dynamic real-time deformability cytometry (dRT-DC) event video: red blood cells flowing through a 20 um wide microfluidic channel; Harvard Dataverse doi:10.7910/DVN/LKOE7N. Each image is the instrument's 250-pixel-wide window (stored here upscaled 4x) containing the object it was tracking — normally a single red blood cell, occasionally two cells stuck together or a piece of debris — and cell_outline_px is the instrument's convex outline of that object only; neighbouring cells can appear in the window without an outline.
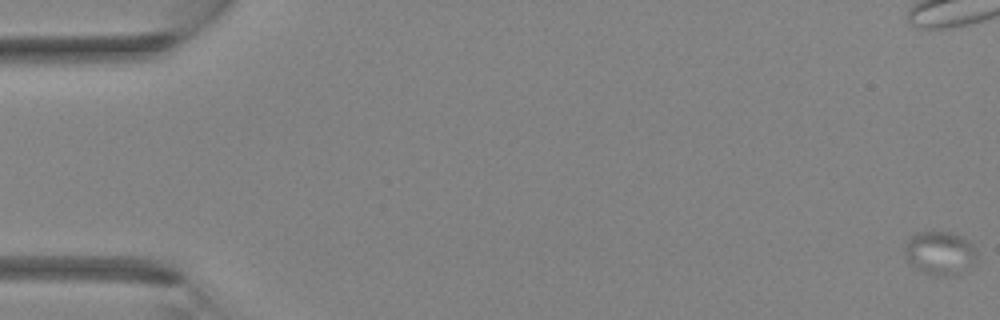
{"species": "Egyptian fruit bat (a non-hibernating species)", "species_latin": "Rousettus aegyptiacus", "temperature_condition": "room temperature", "stored_images_in_passage": 43, "camera_frame_rate_fps": 3000, "um_per_image_px": 0.085, "animal": {"sex": "female"}, "frame": {"image": 1, "passage_image": 1, "time_ms": 0.0, "image_size_px": [1000, 320], "cell_outline_px": [[976, 260], [972, 264], [956, 276], [940, 276], [924, 272], [916, 268], [904, 256], [904, 248], [908, 240], [916, 232], [948, 232], [964, 236], [972, 244], [976, 252]], "centroid_in_image_um": [79.9, 21.51], "position_along_channel_um": 5.1, "area_um2": 18.26}}
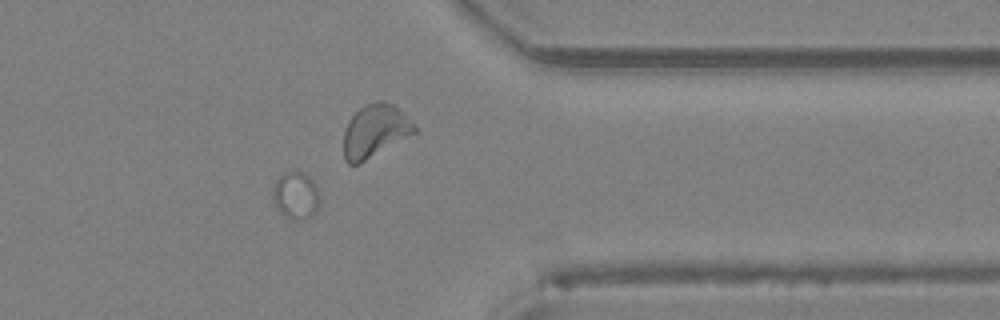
{"frame": {"image": 2, "passage_image": 35, "time_ms": 11.333, "image_size_px": [1000, 320], "cell_outline_px": [[320, 204], [316, 212], [312, 216], [304, 220], [296, 220], [284, 216], [280, 212], [272, 200], [272, 188], [276, 180], [284, 172], [292, 168], [304, 172], [316, 184], [320, 200]], "centroid_in_image_um": [25.15, 16.59], "position_along_channel_um": 386.3, "area_um2": 13.47}}
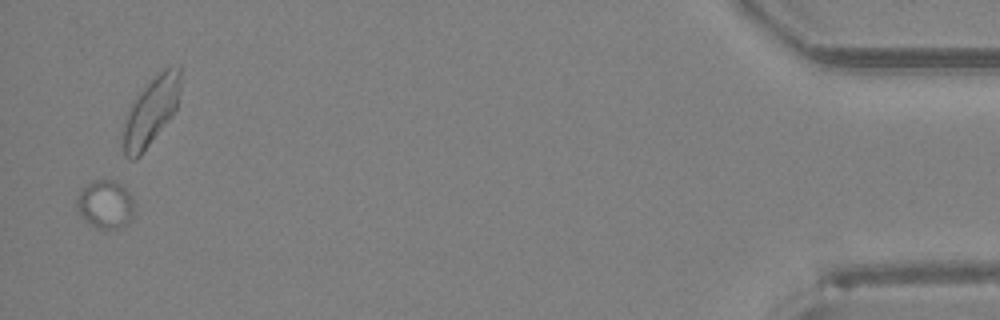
{"frame": {"image": 3, "passage_image": 42, "time_ms": 13.667, "image_size_px": [1000, 320], "cell_outline_px": [[136, 208], [132, 220], [124, 228], [96, 228], [84, 220], [76, 208], [76, 200], [84, 184], [92, 180], [116, 180], [132, 196], [136, 204]], "centroid_in_image_um": [8.99, 17.38], "position_along_channel_um": 426.2, "area_um2": 16.7}}